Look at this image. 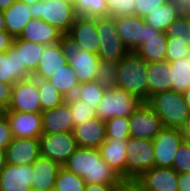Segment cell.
<instances>
[{
    "instance_id": "1",
    "label": "cell",
    "mask_w": 190,
    "mask_h": 191,
    "mask_svg": "<svg viewBox=\"0 0 190 191\" xmlns=\"http://www.w3.org/2000/svg\"><path fill=\"white\" fill-rule=\"evenodd\" d=\"M62 167L80 176L86 183L121 185L124 181L101 158L98 148L77 147Z\"/></svg>"
},
{
    "instance_id": "2",
    "label": "cell",
    "mask_w": 190,
    "mask_h": 191,
    "mask_svg": "<svg viewBox=\"0 0 190 191\" xmlns=\"http://www.w3.org/2000/svg\"><path fill=\"white\" fill-rule=\"evenodd\" d=\"M147 67L148 63L143 58L136 52H130L117 63V87L146 102L148 100Z\"/></svg>"
},
{
    "instance_id": "3",
    "label": "cell",
    "mask_w": 190,
    "mask_h": 191,
    "mask_svg": "<svg viewBox=\"0 0 190 191\" xmlns=\"http://www.w3.org/2000/svg\"><path fill=\"white\" fill-rule=\"evenodd\" d=\"M145 103L159 116L163 127L180 129L190 113L183 93L172 90L156 93Z\"/></svg>"
},
{
    "instance_id": "4",
    "label": "cell",
    "mask_w": 190,
    "mask_h": 191,
    "mask_svg": "<svg viewBox=\"0 0 190 191\" xmlns=\"http://www.w3.org/2000/svg\"><path fill=\"white\" fill-rule=\"evenodd\" d=\"M144 103L139 97L128 93L125 89L119 87L106 89L96 107V117L103 121L114 117H129Z\"/></svg>"
},
{
    "instance_id": "5",
    "label": "cell",
    "mask_w": 190,
    "mask_h": 191,
    "mask_svg": "<svg viewBox=\"0 0 190 191\" xmlns=\"http://www.w3.org/2000/svg\"><path fill=\"white\" fill-rule=\"evenodd\" d=\"M32 18L55 26L61 33L66 35L78 16L75 5L71 2H58L50 0H39L30 6Z\"/></svg>"
},
{
    "instance_id": "6",
    "label": "cell",
    "mask_w": 190,
    "mask_h": 191,
    "mask_svg": "<svg viewBox=\"0 0 190 191\" xmlns=\"http://www.w3.org/2000/svg\"><path fill=\"white\" fill-rule=\"evenodd\" d=\"M155 167L153 140L128 138L126 147V180H137Z\"/></svg>"
},
{
    "instance_id": "7",
    "label": "cell",
    "mask_w": 190,
    "mask_h": 191,
    "mask_svg": "<svg viewBox=\"0 0 190 191\" xmlns=\"http://www.w3.org/2000/svg\"><path fill=\"white\" fill-rule=\"evenodd\" d=\"M96 27L100 41L97 55L100 59L118 63L130 53L116 31L113 17H96Z\"/></svg>"
},
{
    "instance_id": "8",
    "label": "cell",
    "mask_w": 190,
    "mask_h": 191,
    "mask_svg": "<svg viewBox=\"0 0 190 191\" xmlns=\"http://www.w3.org/2000/svg\"><path fill=\"white\" fill-rule=\"evenodd\" d=\"M40 154L58 163L61 167L78 147L72 132L48 134L39 137Z\"/></svg>"
},
{
    "instance_id": "9",
    "label": "cell",
    "mask_w": 190,
    "mask_h": 191,
    "mask_svg": "<svg viewBox=\"0 0 190 191\" xmlns=\"http://www.w3.org/2000/svg\"><path fill=\"white\" fill-rule=\"evenodd\" d=\"M4 111L42 112L37 79L30 77L16 82L12 87L10 105Z\"/></svg>"
},
{
    "instance_id": "10",
    "label": "cell",
    "mask_w": 190,
    "mask_h": 191,
    "mask_svg": "<svg viewBox=\"0 0 190 191\" xmlns=\"http://www.w3.org/2000/svg\"><path fill=\"white\" fill-rule=\"evenodd\" d=\"M183 141L180 129L163 127L153 139L155 167L172 168L174 155Z\"/></svg>"
},
{
    "instance_id": "11",
    "label": "cell",
    "mask_w": 190,
    "mask_h": 191,
    "mask_svg": "<svg viewBox=\"0 0 190 191\" xmlns=\"http://www.w3.org/2000/svg\"><path fill=\"white\" fill-rule=\"evenodd\" d=\"M65 37L79 49L98 54L100 41L96 27V17L77 16Z\"/></svg>"
},
{
    "instance_id": "12",
    "label": "cell",
    "mask_w": 190,
    "mask_h": 191,
    "mask_svg": "<svg viewBox=\"0 0 190 191\" xmlns=\"http://www.w3.org/2000/svg\"><path fill=\"white\" fill-rule=\"evenodd\" d=\"M64 44L67 50L68 64L75 70L79 83L95 81L99 56L79 49L66 37H64Z\"/></svg>"
},
{
    "instance_id": "13",
    "label": "cell",
    "mask_w": 190,
    "mask_h": 191,
    "mask_svg": "<svg viewBox=\"0 0 190 191\" xmlns=\"http://www.w3.org/2000/svg\"><path fill=\"white\" fill-rule=\"evenodd\" d=\"M163 128L159 116L146 103L129 116V133L131 138L153 140Z\"/></svg>"
},
{
    "instance_id": "14",
    "label": "cell",
    "mask_w": 190,
    "mask_h": 191,
    "mask_svg": "<svg viewBox=\"0 0 190 191\" xmlns=\"http://www.w3.org/2000/svg\"><path fill=\"white\" fill-rule=\"evenodd\" d=\"M13 138H37L43 134L41 112L3 111Z\"/></svg>"
},
{
    "instance_id": "15",
    "label": "cell",
    "mask_w": 190,
    "mask_h": 191,
    "mask_svg": "<svg viewBox=\"0 0 190 191\" xmlns=\"http://www.w3.org/2000/svg\"><path fill=\"white\" fill-rule=\"evenodd\" d=\"M114 23L122 43L130 52H136L143 46L144 18L135 15L119 16L114 18Z\"/></svg>"
},
{
    "instance_id": "16",
    "label": "cell",
    "mask_w": 190,
    "mask_h": 191,
    "mask_svg": "<svg viewBox=\"0 0 190 191\" xmlns=\"http://www.w3.org/2000/svg\"><path fill=\"white\" fill-rule=\"evenodd\" d=\"M6 162L13 165H30L40 154L37 138H13L5 148Z\"/></svg>"
},
{
    "instance_id": "17",
    "label": "cell",
    "mask_w": 190,
    "mask_h": 191,
    "mask_svg": "<svg viewBox=\"0 0 190 191\" xmlns=\"http://www.w3.org/2000/svg\"><path fill=\"white\" fill-rule=\"evenodd\" d=\"M178 176L173 168L153 167L135 181L145 191H178Z\"/></svg>"
},
{
    "instance_id": "18",
    "label": "cell",
    "mask_w": 190,
    "mask_h": 191,
    "mask_svg": "<svg viewBox=\"0 0 190 191\" xmlns=\"http://www.w3.org/2000/svg\"><path fill=\"white\" fill-rule=\"evenodd\" d=\"M32 165L6 163L0 172V191H30L33 181Z\"/></svg>"
},
{
    "instance_id": "19",
    "label": "cell",
    "mask_w": 190,
    "mask_h": 191,
    "mask_svg": "<svg viewBox=\"0 0 190 191\" xmlns=\"http://www.w3.org/2000/svg\"><path fill=\"white\" fill-rule=\"evenodd\" d=\"M72 133L78 147L99 148L107 139L105 121L97 117L74 126Z\"/></svg>"
},
{
    "instance_id": "20",
    "label": "cell",
    "mask_w": 190,
    "mask_h": 191,
    "mask_svg": "<svg viewBox=\"0 0 190 191\" xmlns=\"http://www.w3.org/2000/svg\"><path fill=\"white\" fill-rule=\"evenodd\" d=\"M143 46L136 53L148 62L166 60L167 37L165 32L154 29L145 22Z\"/></svg>"
},
{
    "instance_id": "21",
    "label": "cell",
    "mask_w": 190,
    "mask_h": 191,
    "mask_svg": "<svg viewBox=\"0 0 190 191\" xmlns=\"http://www.w3.org/2000/svg\"><path fill=\"white\" fill-rule=\"evenodd\" d=\"M67 63V50L64 39L61 42L46 45L44 54L32 77L35 79H48L53 75L54 71L63 68Z\"/></svg>"
},
{
    "instance_id": "22",
    "label": "cell",
    "mask_w": 190,
    "mask_h": 191,
    "mask_svg": "<svg viewBox=\"0 0 190 191\" xmlns=\"http://www.w3.org/2000/svg\"><path fill=\"white\" fill-rule=\"evenodd\" d=\"M64 37L65 35L55 26L42 19L32 18L16 38L33 43L51 45L63 41Z\"/></svg>"
},
{
    "instance_id": "23",
    "label": "cell",
    "mask_w": 190,
    "mask_h": 191,
    "mask_svg": "<svg viewBox=\"0 0 190 191\" xmlns=\"http://www.w3.org/2000/svg\"><path fill=\"white\" fill-rule=\"evenodd\" d=\"M41 115L43 133L55 134L72 132L74 122L67 99L62 104L41 112Z\"/></svg>"
},
{
    "instance_id": "24",
    "label": "cell",
    "mask_w": 190,
    "mask_h": 191,
    "mask_svg": "<svg viewBox=\"0 0 190 191\" xmlns=\"http://www.w3.org/2000/svg\"><path fill=\"white\" fill-rule=\"evenodd\" d=\"M30 77L32 74L21 64L20 53L14 46L0 53V82L14 85Z\"/></svg>"
},
{
    "instance_id": "25",
    "label": "cell",
    "mask_w": 190,
    "mask_h": 191,
    "mask_svg": "<svg viewBox=\"0 0 190 191\" xmlns=\"http://www.w3.org/2000/svg\"><path fill=\"white\" fill-rule=\"evenodd\" d=\"M128 139L107 138L98 148L101 158L109 165L123 180H126V147Z\"/></svg>"
},
{
    "instance_id": "26",
    "label": "cell",
    "mask_w": 190,
    "mask_h": 191,
    "mask_svg": "<svg viewBox=\"0 0 190 191\" xmlns=\"http://www.w3.org/2000/svg\"><path fill=\"white\" fill-rule=\"evenodd\" d=\"M33 181L31 189L53 191L61 166L51 159L40 156L32 164Z\"/></svg>"
},
{
    "instance_id": "27",
    "label": "cell",
    "mask_w": 190,
    "mask_h": 191,
    "mask_svg": "<svg viewBox=\"0 0 190 191\" xmlns=\"http://www.w3.org/2000/svg\"><path fill=\"white\" fill-rule=\"evenodd\" d=\"M148 98L156 93L172 90V69L167 60L148 62Z\"/></svg>"
},
{
    "instance_id": "28",
    "label": "cell",
    "mask_w": 190,
    "mask_h": 191,
    "mask_svg": "<svg viewBox=\"0 0 190 191\" xmlns=\"http://www.w3.org/2000/svg\"><path fill=\"white\" fill-rule=\"evenodd\" d=\"M6 31L14 38L18 37L24 27L32 19L30 6L20 1H15L8 9L3 11Z\"/></svg>"
},
{
    "instance_id": "29",
    "label": "cell",
    "mask_w": 190,
    "mask_h": 191,
    "mask_svg": "<svg viewBox=\"0 0 190 191\" xmlns=\"http://www.w3.org/2000/svg\"><path fill=\"white\" fill-rule=\"evenodd\" d=\"M181 13L177 3L170 0L146 15L144 21L154 29L165 32Z\"/></svg>"
},
{
    "instance_id": "30",
    "label": "cell",
    "mask_w": 190,
    "mask_h": 191,
    "mask_svg": "<svg viewBox=\"0 0 190 191\" xmlns=\"http://www.w3.org/2000/svg\"><path fill=\"white\" fill-rule=\"evenodd\" d=\"M13 46L17 49L18 53H20L21 64L33 74L44 54L46 45L15 38Z\"/></svg>"
},
{
    "instance_id": "31",
    "label": "cell",
    "mask_w": 190,
    "mask_h": 191,
    "mask_svg": "<svg viewBox=\"0 0 190 191\" xmlns=\"http://www.w3.org/2000/svg\"><path fill=\"white\" fill-rule=\"evenodd\" d=\"M48 81L66 98L72 97L80 84L75 70L68 63L63 68L54 71Z\"/></svg>"
},
{
    "instance_id": "32",
    "label": "cell",
    "mask_w": 190,
    "mask_h": 191,
    "mask_svg": "<svg viewBox=\"0 0 190 191\" xmlns=\"http://www.w3.org/2000/svg\"><path fill=\"white\" fill-rule=\"evenodd\" d=\"M37 83L42 112L66 101V97L48 79H37Z\"/></svg>"
},
{
    "instance_id": "33",
    "label": "cell",
    "mask_w": 190,
    "mask_h": 191,
    "mask_svg": "<svg viewBox=\"0 0 190 191\" xmlns=\"http://www.w3.org/2000/svg\"><path fill=\"white\" fill-rule=\"evenodd\" d=\"M172 91L184 93L190 88V62L185 58L170 62Z\"/></svg>"
},
{
    "instance_id": "34",
    "label": "cell",
    "mask_w": 190,
    "mask_h": 191,
    "mask_svg": "<svg viewBox=\"0 0 190 191\" xmlns=\"http://www.w3.org/2000/svg\"><path fill=\"white\" fill-rule=\"evenodd\" d=\"M105 90L97 81L82 82L76 88L72 97L86 102L87 105L96 109Z\"/></svg>"
},
{
    "instance_id": "35",
    "label": "cell",
    "mask_w": 190,
    "mask_h": 191,
    "mask_svg": "<svg viewBox=\"0 0 190 191\" xmlns=\"http://www.w3.org/2000/svg\"><path fill=\"white\" fill-rule=\"evenodd\" d=\"M167 41L188 42L190 47V12H182L165 31Z\"/></svg>"
},
{
    "instance_id": "36",
    "label": "cell",
    "mask_w": 190,
    "mask_h": 191,
    "mask_svg": "<svg viewBox=\"0 0 190 191\" xmlns=\"http://www.w3.org/2000/svg\"><path fill=\"white\" fill-rule=\"evenodd\" d=\"M86 182L61 167L58 171L53 191H84Z\"/></svg>"
},
{
    "instance_id": "37",
    "label": "cell",
    "mask_w": 190,
    "mask_h": 191,
    "mask_svg": "<svg viewBox=\"0 0 190 191\" xmlns=\"http://www.w3.org/2000/svg\"><path fill=\"white\" fill-rule=\"evenodd\" d=\"M95 81L105 89L117 87V63L99 59Z\"/></svg>"
},
{
    "instance_id": "38",
    "label": "cell",
    "mask_w": 190,
    "mask_h": 191,
    "mask_svg": "<svg viewBox=\"0 0 190 191\" xmlns=\"http://www.w3.org/2000/svg\"><path fill=\"white\" fill-rule=\"evenodd\" d=\"M74 5L79 16L92 18L107 16L106 0H77Z\"/></svg>"
},
{
    "instance_id": "39",
    "label": "cell",
    "mask_w": 190,
    "mask_h": 191,
    "mask_svg": "<svg viewBox=\"0 0 190 191\" xmlns=\"http://www.w3.org/2000/svg\"><path fill=\"white\" fill-rule=\"evenodd\" d=\"M66 99L70 106L74 126L80 125L82 122L96 117V109L87 105L86 102L73 97H68Z\"/></svg>"
},
{
    "instance_id": "40",
    "label": "cell",
    "mask_w": 190,
    "mask_h": 191,
    "mask_svg": "<svg viewBox=\"0 0 190 191\" xmlns=\"http://www.w3.org/2000/svg\"><path fill=\"white\" fill-rule=\"evenodd\" d=\"M106 138L112 139H128L129 133V117H114L105 121Z\"/></svg>"
},
{
    "instance_id": "41",
    "label": "cell",
    "mask_w": 190,
    "mask_h": 191,
    "mask_svg": "<svg viewBox=\"0 0 190 191\" xmlns=\"http://www.w3.org/2000/svg\"><path fill=\"white\" fill-rule=\"evenodd\" d=\"M106 6L107 16L113 18L135 15L136 0H106Z\"/></svg>"
},
{
    "instance_id": "42",
    "label": "cell",
    "mask_w": 190,
    "mask_h": 191,
    "mask_svg": "<svg viewBox=\"0 0 190 191\" xmlns=\"http://www.w3.org/2000/svg\"><path fill=\"white\" fill-rule=\"evenodd\" d=\"M178 174L190 173V141H183L174 155L173 167Z\"/></svg>"
},
{
    "instance_id": "43",
    "label": "cell",
    "mask_w": 190,
    "mask_h": 191,
    "mask_svg": "<svg viewBox=\"0 0 190 191\" xmlns=\"http://www.w3.org/2000/svg\"><path fill=\"white\" fill-rule=\"evenodd\" d=\"M188 42L167 41L166 60L170 63L186 57Z\"/></svg>"
},
{
    "instance_id": "44",
    "label": "cell",
    "mask_w": 190,
    "mask_h": 191,
    "mask_svg": "<svg viewBox=\"0 0 190 191\" xmlns=\"http://www.w3.org/2000/svg\"><path fill=\"white\" fill-rule=\"evenodd\" d=\"M170 0H136L135 16L144 18Z\"/></svg>"
},
{
    "instance_id": "45",
    "label": "cell",
    "mask_w": 190,
    "mask_h": 191,
    "mask_svg": "<svg viewBox=\"0 0 190 191\" xmlns=\"http://www.w3.org/2000/svg\"><path fill=\"white\" fill-rule=\"evenodd\" d=\"M12 139L13 136L9 127V122L6 115L2 113L0 115V148L5 149Z\"/></svg>"
},
{
    "instance_id": "46",
    "label": "cell",
    "mask_w": 190,
    "mask_h": 191,
    "mask_svg": "<svg viewBox=\"0 0 190 191\" xmlns=\"http://www.w3.org/2000/svg\"><path fill=\"white\" fill-rule=\"evenodd\" d=\"M13 85L0 82V107L7 110L11 102Z\"/></svg>"
},
{
    "instance_id": "47",
    "label": "cell",
    "mask_w": 190,
    "mask_h": 191,
    "mask_svg": "<svg viewBox=\"0 0 190 191\" xmlns=\"http://www.w3.org/2000/svg\"><path fill=\"white\" fill-rule=\"evenodd\" d=\"M14 39L7 31H0V53L8 51L13 46Z\"/></svg>"
},
{
    "instance_id": "48",
    "label": "cell",
    "mask_w": 190,
    "mask_h": 191,
    "mask_svg": "<svg viewBox=\"0 0 190 191\" xmlns=\"http://www.w3.org/2000/svg\"><path fill=\"white\" fill-rule=\"evenodd\" d=\"M120 185H101L86 183L84 191H119Z\"/></svg>"
},
{
    "instance_id": "49",
    "label": "cell",
    "mask_w": 190,
    "mask_h": 191,
    "mask_svg": "<svg viewBox=\"0 0 190 191\" xmlns=\"http://www.w3.org/2000/svg\"><path fill=\"white\" fill-rule=\"evenodd\" d=\"M178 191H190V173H179Z\"/></svg>"
},
{
    "instance_id": "50",
    "label": "cell",
    "mask_w": 190,
    "mask_h": 191,
    "mask_svg": "<svg viewBox=\"0 0 190 191\" xmlns=\"http://www.w3.org/2000/svg\"><path fill=\"white\" fill-rule=\"evenodd\" d=\"M119 191H145L135 180H124Z\"/></svg>"
},
{
    "instance_id": "51",
    "label": "cell",
    "mask_w": 190,
    "mask_h": 191,
    "mask_svg": "<svg viewBox=\"0 0 190 191\" xmlns=\"http://www.w3.org/2000/svg\"><path fill=\"white\" fill-rule=\"evenodd\" d=\"M180 131L183 135L184 140L190 141V113L188 114V117L186 118L183 126L180 128Z\"/></svg>"
},
{
    "instance_id": "52",
    "label": "cell",
    "mask_w": 190,
    "mask_h": 191,
    "mask_svg": "<svg viewBox=\"0 0 190 191\" xmlns=\"http://www.w3.org/2000/svg\"><path fill=\"white\" fill-rule=\"evenodd\" d=\"M182 12H190V0H174Z\"/></svg>"
},
{
    "instance_id": "53",
    "label": "cell",
    "mask_w": 190,
    "mask_h": 191,
    "mask_svg": "<svg viewBox=\"0 0 190 191\" xmlns=\"http://www.w3.org/2000/svg\"><path fill=\"white\" fill-rule=\"evenodd\" d=\"M17 0H0V10L4 11L8 9Z\"/></svg>"
},
{
    "instance_id": "54",
    "label": "cell",
    "mask_w": 190,
    "mask_h": 191,
    "mask_svg": "<svg viewBox=\"0 0 190 191\" xmlns=\"http://www.w3.org/2000/svg\"><path fill=\"white\" fill-rule=\"evenodd\" d=\"M6 155H5V149L0 148V172L6 165Z\"/></svg>"
},
{
    "instance_id": "55",
    "label": "cell",
    "mask_w": 190,
    "mask_h": 191,
    "mask_svg": "<svg viewBox=\"0 0 190 191\" xmlns=\"http://www.w3.org/2000/svg\"><path fill=\"white\" fill-rule=\"evenodd\" d=\"M0 31H6V24L3 11L0 10Z\"/></svg>"
},
{
    "instance_id": "56",
    "label": "cell",
    "mask_w": 190,
    "mask_h": 191,
    "mask_svg": "<svg viewBox=\"0 0 190 191\" xmlns=\"http://www.w3.org/2000/svg\"><path fill=\"white\" fill-rule=\"evenodd\" d=\"M183 98L190 109V88L186 92L183 93Z\"/></svg>"
},
{
    "instance_id": "57",
    "label": "cell",
    "mask_w": 190,
    "mask_h": 191,
    "mask_svg": "<svg viewBox=\"0 0 190 191\" xmlns=\"http://www.w3.org/2000/svg\"><path fill=\"white\" fill-rule=\"evenodd\" d=\"M18 1L25 3L28 6H31L32 4H35L39 0H18Z\"/></svg>"
},
{
    "instance_id": "58",
    "label": "cell",
    "mask_w": 190,
    "mask_h": 191,
    "mask_svg": "<svg viewBox=\"0 0 190 191\" xmlns=\"http://www.w3.org/2000/svg\"><path fill=\"white\" fill-rule=\"evenodd\" d=\"M50 1H55V0H50ZM58 2H71L75 4V0H57Z\"/></svg>"
},
{
    "instance_id": "59",
    "label": "cell",
    "mask_w": 190,
    "mask_h": 191,
    "mask_svg": "<svg viewBox=\"0 0 190 191\" xmlns=\"http://www.w3.org/2000/svg\"><path fill=\"white\" fill-rule=\"evenodd\" d=\"M185 59L190 62V47L188 48V52H187Z\"/></svg>"
},
{
    "instance_id": "60",
    "label": "cell",
    "mask_w": 190,
    "mask_h": 191,
    "mask_svg": "<svg viewBox=\"0 0 190 191\" xmlns=\"http://www.w3.org/2000/svg\"><path fill=\"white\" fill-rule=\"evenodd\" d=\"M3 111H4V110L0 107V115L3 113Z\"/></svg>"
},
{
    "instance_id": "61",
    "label": "cell",
    "mask_w": 190,
    "mask_h": 191,
    "mask_svg": "<svg viewBox=\"0 0 190 191\" xmlns=\"http://www.w3.org/2000/svg\"><path fill=\"white\" fill-rule=\"evenodd\" d=\"M30 191H41V190H38V189H31Z\"/></svg>"
}]
</instances>
